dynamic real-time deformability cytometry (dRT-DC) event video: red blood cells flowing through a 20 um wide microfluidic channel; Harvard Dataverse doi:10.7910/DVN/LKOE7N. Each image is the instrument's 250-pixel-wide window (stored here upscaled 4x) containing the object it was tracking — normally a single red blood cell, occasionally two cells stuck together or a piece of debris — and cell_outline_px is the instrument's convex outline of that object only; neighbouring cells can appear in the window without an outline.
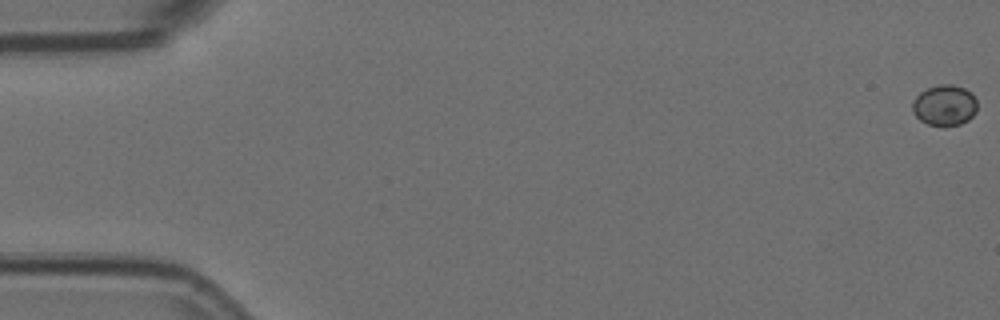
{"species": "Egyptian fruit bat (a non-hibernating species)", "species_latin": "Rousettus aegyptiacus", "temperature_condition": "room temperature", "stored_images_in_passage": 2, "camera_frame_rate_fps": 3000, "um_per_image_px": 0.085, "animal": {"sex": "female"}, "frame": {"image": 1, "passage_image": 1, "time_ms": 0.0, "image_size_px": [1000, 320], "cell_outline_px": [[976, 112], [968, 120], [960, 124], [928, 124], [920, 120], [912, 112], [912, 100], [920, 92], [928, 88], [940, 84], [952, 84], [964, 88], [972, 92], [976, 100]], "centroid_in_image_um": [80.28, 8.92], "position_along_channel_um": 4.7, "area_um2": 15.26}}